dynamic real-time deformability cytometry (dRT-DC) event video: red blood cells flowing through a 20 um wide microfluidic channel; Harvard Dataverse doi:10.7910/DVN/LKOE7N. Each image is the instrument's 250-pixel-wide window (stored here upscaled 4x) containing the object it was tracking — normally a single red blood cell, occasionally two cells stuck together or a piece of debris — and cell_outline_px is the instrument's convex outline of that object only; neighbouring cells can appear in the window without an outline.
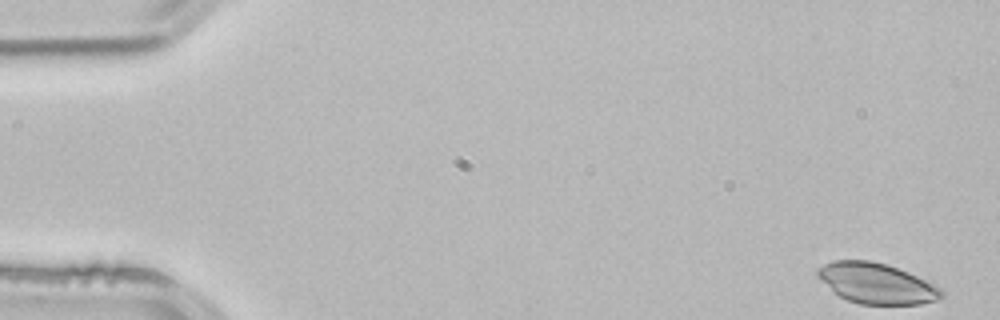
{"species": "common noctule bat (a hibernating species)", "species_latin": "Nyctalus noctula", "temperature_condition": "room temperature", "stored_images_in_passage": 4, "camera_frame_rate_fps": 3000, "um_per_image_px": 0.085, "animal": {"sex": "male", "body_mass_g": 21.5, "forearm_length_mm": 52.0}, "frame": {"image": 1, "passage_image": 1, "time_ms": 0.0, "image_size_px": [1000, 320], "cell_outline_px": [[944, 296], [936, 300], [920, 304], [860, 304], [848, 300], [832, 292], [816, 276], [816, 268], [832, 260], [868, 260], [888, 264], [908, 272], [936, 284], [944, 292]], "centroid_in_image_um": [74.48, 24.08], "position_along_channel_um": 10.5, "area_um2": 29.54}}